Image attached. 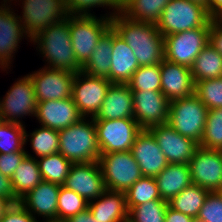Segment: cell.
Masks as SVG:
<instances>
[{"label":"cell","mask_w":222,"mask_h":222,"mask_svg":"<svg viewBox=\"0 0 222 222\" xmlns=\"http://www.w3.org/2000/svg\"><path fill=\"white\" fill-rule=\"evenodd\" d=\"M111 84L107 78L88 75L82 70L76 72L71 97L82 117L96 116Z\"/></svg>","instance_id":"12"},{"label":"cell","mask_w":222,"mask_h":222,"mask_svg":"<svg viewBox=\"0 0 222 222\" xmlns=\"http://www.w3.org/2000/svg\"><path fill=\"white\" fill-rule=\"evenodd\" d=\"M191 73L194 83L222 77V55L207 44L196 57Z\"/></svg>","instance_id":"30"},{"label":"cell","mask_w":222,"mask_h":222,"mask_svg":"<svg viewBox=\"0 0 222 222\" xmlns=\"http://www.w3.org/2000/svg\"><path fill=\"white\" fill-rule=\"evenodd\" d=\"M59 153L72 163L98 161L101 153L93 118L83 117L77 123L59 130Z\"/></svg>","instance_id":"3"},{"label":"cell","mask_w":222,"mask_h":222,"mask_svg":"<svg viewBox=\"0 0 222 222\" xmlns=\"http://www.w3.org/2000/svg\"><path fill=\"white\" fill-rule=\"evenodd\" d=\"M0 197L9 199L13 204L19 203L12 189L11 179L0 172Z\"/></svg>","instance_id":"45"},{"label":"cell","mask_w":222,"mask_h":222,"mask_svg":"<svg viewBox=\"0 0 222 222\" xmlns=\"http://www.w3.org/2000/svg\"><path fill=\"white\" fill-rule=\"evenodd\" d=\"M62 186L74 191L88 202L97 199L106 190L98 161L73 163Z\"/></svg>","instance_id":"16"},{"label":"cell","mask_w":222,"mask_h":222,"mask_svg":"<svg viewBox=\"0 0 222 222\" xmlns=\"http://www.w3.org/2000/svg\"><path fill=\"white\" fill-rule=\"evenodd\" d=\"M127 85L131 91H161L160 64L140 66Z\"/></svg>","instance_id":"36"},{"label":"cell","mask_w":222,"mask_h":222,"mask_svg":"<svg viewBox=\"0 0 222 222\" xmlns=\"http://www.w3.org/2000/svg\"><path fill=\"white\" fill-rule=\"evenodd\" d=\"M11 5L12 3L0 5V68L4 72L10 69L13 57L18 52V44L23 38H28L20 19L14 9L10 7Z\"/></svg>","instance_id":"17"},{"label":"cell","mask_w":222,"mask_h":222,"mask_svg":"<svg viewBox=\"0 0 222 222\" xmlns=\"http://www.w3.org/2000/svg\"><path fill=\"white\" fill-rule=\"evenodd\" d=\"M45 222H65V221H45Z\"/></svg>","instance_id":"55"},{"label":"cell","mask_w":222,"mask_h":222,"mask_svg":"<svg viewBox=\"0 0 222 222\" xmlns=\"http://www.w3.org/2000/svg\"><path fill=\"white\" fill-rule=\"evenodd\" d=\"M42 180L38 162L25 156L11 178L12 189L18 200L34 189Z\"/></svg>","instance_id":"28"},{"label":"cell","mask_w":222,"mask_h":222,"mask_svg":"<svg viewBox=\"0 0 222 222\" xmlns=\"http://www.w3.org/2000/svg\"><path fill=\"white\" fill-rule=\"evenodd\" d=\"M196 222H222V192H209L200 208Z\"/></svg>","instance_id":"42"},{"label":"cell","mask_w":222,"mask_h":222,"mask_svg":"<svg viewBox=\"0 0 222 222\" xmlns=\"http://www.w3.org/2000/svg\"><path fill=\"white\" fill-rule=\"evenodd\" d=\"M17 80L8 89L5 97L0 98V120L24 124L22 117H35L37 101L30 75H24Z\"/></svg>","instance_id":"9"},{"label":"cell","mask_w":222,"mask_h":222,"mask_svg":"<svg viewBox=\"0 0 222 222\" xmlns=\"http://www.w3.org/2000/svg\"><path fill=\"white\" fill-rule=\"evenodd\" d=\"M149 130L166 156L168 163L188 164L199 147L197 142L180 135L167 123L155 125Z\"/></svg>","instance_id":"18"},{"label":"cell","mask_w":222,"mask_h":222,"mask_svg":"<svg viewBox=\"0 0 222 222\" xmlns=\"http://www.w3.org/2000/svg\"><path fill=\"white\" fill-rule=\"evenodd\" d=\"M88 209L99 222H127L128 208L124 192L105 190L88 203Z\"/></svg>","instance_id":"25"},{"label":"cell","mask_w":222,"mask_h":222,"mask_svg":"<svg viewBox=\"0 0 222 222\" xmlns=\"http://www.w3.org/2000/svg\"><path fill=\"white\" fill-rule=\"evenodd\" d=\"M101 154L130 151L142 130L135 119L94 120Z\"/></svg>","instance_id":"11"},{"label":"cell","mask_w":222,"mask_h":222,"mask_svg":"<svg viewBox=\"0 0 222 222\" xmlns=\"http://www.w3.org/2000/svg\"><path fill=\"white\" fill-rule=\"evenodd\" d=\"M208 193L209 191L203 187L191 184L174 196L168 205L174 210L196 219Z\"/></svg>","instance_id":"32"},{"label":"cell","mask_w":222,"mask_h":222,"mask_svg":"<svg viewBox=\"0 0 222 222\" xmlns=\"http://www.w3.org/2000/svg\"><path fill=\"white\" fill-rule=\"evenodd\" d=\"M65 222H99V221L93 217L92 213L87 208L86 210L79 212L75 216L70 217Z\"/></svg>","instance_id":"48"},{"label":"cell","mask_w":222,"mask_h":222,"mask_svg":"<svg viewBox=\"0 0 222 222\" xmlns=\"http://www.w3.org/2000/svg\"><path fill=\"white\" fill-rule=\"evenodd\" d=\"M43 181L63 185L73 164L61 153H54L36 159Z\"/></svg>","instance_id":"33"},{"label":"cell","mask_w":222,"mask_h":222,"mask_svg":"<svg viewBox=\"0 0 222 222\" xmlns=\"http://www.w3.org/2000/svg\"><path fill=\"white\" fill-rule=\"evenodd\" d=\"M11 206H13V203L9 199L0 197V220L4 217Z\"/></svg>","instance_id":"49"},{"label":"cell","mask_w":222,"mask_h":222,"mask_svg":"<svg viewBox=\"0 0 222 222\" xmlns=\"http://www.w3.org/2000/svg\"><path fill=\"white\" fill-rule=\"evenodd\" d=\"M119 6H121L126 0H114Z\"/></svg>","instance_id":"54"},{"label":"cell","mask_w":222,"mask_h":222,"mask_svg":"<svg viewBox=\"0 0 222 222\" xmlns=\"http://www.w3.org/2000/svg\"><path fill=\"white\" fill-rule=\"evenodd\" d=\"M130 151L145 177L155 178L169 164L149 129L137 134Z\"/></svg>","instance_id":"19"},{"label":"cell","mask_w":222,"mask_h":222,"mask_svg":"<svg viewBox=\"0 0 222 222\" xmlns=\"http://www.w3.org/2000/svg\"><path fill=\"white\" fill-rule=\"evenodd\" d=\"M98 163L106 190L125 193L143 177L131 151L100 154Z\"/></svg>","instance_id":"7"},{"label":"cell","mask_w":222,"mask_h":222,"mask_svg":"<svg viewBox=\"0 0 222 222\" xmlns=\"http://www.w3.org/2000/svg\"><path fill=\"white\" fill-rule=\"evenodd\" d=\"M134 119L132 91L127 84L112 83L93 120Z\"/></svg>","instance_id":"23"},{"label":"cell","mask_w":222,"mask_h":222,"mask_svg":"<svg viewBox=\"0 0 222 222\" xmlns=\"http://www.w3.org/2000/svg\"><path fill=\"white\" fill-rule=\"evenodd\" d=\"M113 51V27L111 26L100 38L88 62L82 71L88 75L108 79Z\"/></svg>","instance_id":"27"},{"label":"cell","mask_w":222,"mask_h":222,"mask_svg":"<svg viewBox=\"0 0 222 222\" xmlns=\"http://www.w3.org/2000/svg\"><path fill=\"white\" fill-rule=\"evenodd\" d=\"M111 26L132 49L139 66L161 64L165 59L164 37L156 24L135 21L117 11Z\"/></svg>","instance_id":"1"},{"label":"cell","mask_w":222,"mask_h":222,"mask_svg":"<svg viewBox=\"0 0 222 222\" xmlns=\"http://www.w3.org/2000/svg\"><path fill=\"white\" fill-rule=\"evenodd\" d=\"M134 119L142 129L166 124L170 101L161 91H132Z\"/></svg>","instance_id":"15"},{"label":"cell","mask_w":222,"mask_h":222,"mask_svg":"<svg viewBox=\"0 0 222 222\" xmlns=\"http://www.w3.org/2000/svg\"><path fill=\"white\" fill-rule=\"evenodd\" d=\"M211 22L212 16L203 6L189 0H170L156 25L164 37L197 27H210Z\"/></svg>","instance_id":"5"},{"label":"cell","mask_w":222,"mask_h":222,"mask_svg":"<svg viewBox=\"0 0 222 222\" xmlns=\"http://www.w3.org/2000/svg\"><path fill=\"white\" fill-rule=\"evenodd\" d=\"M27 141H30V148L36 156H32L28 151L26 154L35 159L59 152V130L40 125L39 129L29 134L25 129V144Z\"/></svg>","instance_id":"31"},{"label":"cell","mask_w":222,"mask_h":222,"mask_svg":"<svg viewBox=\"0 0 222 222\" xmlns=\"http://www.w3.org/2000/svg\"><path fill=\"white\" fill-rule=\"evenodd\" d=\"M169 1L170 0H126L120 6V11L132 20L157 24L164 7Z\"/></svg>","instance_id":"29"},{"label":"cell","mask_w":222,"mask_h":222,"mask_svg":"<svg viewBox=\"0 0 222 222\" xmlns=\"http://www.w3.org/2000/svg\"><path fill=\"white\" fill-rule=\"evenodd\" d=\"M66 8L70 15H93L92 8L104 7L112 10L108 13L112 17L117 11H120V6L114 0H64Z\"/></svg>","instance_id":"41"},{"label":"cell","mask_w":222,"mask_h":222,"mask_svg":"<svg viewBox=\"0 0 222 222\" xmlns=\"http://www.w3.org/2000/svg\"><path fill=\"white\" fill-rule=\"evenodd\" d=\"M194 94L209 110L222 108V77L196 82Z\"/></svg>","instance_id":"40"},{"label":"cell","mask_w":222,"mask_h":222,"mask_svg":"<svg viewBox=\"0 0 222 222\" xmlns=\"http://www.w3.org/2000/svg\"><path fill=\"white\" fill-rule=\"evenodd\" d=\"M155 180L161 199L169 202L192 184L189 164L169 163Z\"/></svg>","instance_id":"26"},{"label":"cell","mask_w":222,"mask_h":222,"mask_svg":"<svg viewBox=\"0 0 222 222\" xmlns=\"http://www.w3.org/2000/svg\"><path fill=\"white\" fill-rule=\"evenodd\" d=\"M209 109L195 95L170 101L167 124L200 144Z\"/></svg>","instance_id":"6"},{"label":"cell","mask_w":222,"mask_h":222,"mask_svg":"<svg viewBox=\"0 0 222 222\" xmlns=\"http://www.w3.org/2000/svg\"><path fill=\"white\" fill-rule=\"evenodd\" d=\"M161 92L169 101L194 94L191 68L164 59L160 64Z\"/></svg>","instance_id":"22"},{"label":"cell","mask_w":222,"mask_h":222,"mask_svg":"<svg viewBox=\"0 0 222 222\" xmlns=\"http://www.w3.org/2000/svg\"><path fill=\"white\" fill-rule=\"evenodd\" d=\"M192 184L222 191V150L198 147L189 161Z\"/></svg>","instance_id":"13"},{"label":"cell","mask_w":222,"mask_h":222,"mask_svg":"<svg viewBox=\"0 0 222 222\" xmlns=\"http://www.w3.org/2000/svg\"><path fill=\"white\" fill-rule=\"evenodd\" d=\"M212 20L222 27V8L212 16Z\"/></svg>","instance_id":"51"},{"label":"cell","mask_w":222,"mask_h":222,"mask_svg":"<svg viewBox=\"0 0 222 222\" xmlns=\"http://www.w3.org/2000/svg\"><path fill=\"white\" fill-rule=\"evenodd\" d=\"M35 117L41 126L55 130L65 129L83 118L72 97L37 102Z\"/></svg>","instance_id":"20"},{"label":"cell","mask_w":222,"mask_h":222,"mask_svg":"<svg viewBox=\"0 0 222 222\" xmlns=\"http://www.w3.org/2000/svg\"><path fill=\"white\" fill-rule=\"evenodd\" d=\"M168 202L152 200L139 206H134L128 212L127 222H164Z\"/></svg>","instance_id":"38"},{"label":"cell","mask_w":222,"mask_h":222,"mask_svg":"<svg viewBox=\"0 0 222 222\" xmlns=\"http://www.w3.org/2000/svg\"><path fill=\"white\" fill-rule=\"evenodd\" d=\"M26 155V151L0 154V172L11 179L14 171Z\"/></svg>","instance_id":"43"},{"label":"cell","mask_w":222,"mask_h":222,"mask_svg":"<svg viewBox=\"0 0 222 222\" xmlns=\"http://www.w3.org/2000/svg\"><path fill=\"white\" fill-rule=\"evenodd\" d=\"M200 147L222 150V108L210 109Z\"/></svg>","instance_id":"39"},{"label":"cell","mask_w":222,"mask_h":222,"mask_svg":"<svg viewBox=\"0 0 222 222\" xmlns=\"http://www.w3.org/2000/svg\"><path fill=\"white\" fill-rule=\"evenodd\" d=\"M164 222H196V219L174 210L168 205Z\"/></svg>","instance_id":"47"},{"label":"cell","mask_w":222,"mask_h":222,"mask_svg":"<svg viewBox=\"0 0 222 222\" xmlns=\"http://www.w3.org/2000/svg\"><path fill=\"white\" fill-rule=\"evenodd\" d=\"M209 44L222 55V27L213 20L210 24Z\"/></svg>","instance_id":"46"},{"label":"cell","mask_w":222,"mask_h":222,"mask_svg":"<svg viewBox=\"0 0 222 222\" xmlns=\"http://www.w3.org/2000/svg\"><path fill=\"white\" fill-rule=\"evenodd\" d=\"M189 1H192L194 3L203 6L204 8H206L207 12L209 13V0H189Z\"/></svg>","instance_id":"52"},{"label":"cell","mask_w":222,"mask_h":222,"mask_svg":"<svg viewBox=\"0 0 222 222\" xmlns=\"http://www.w3.org/2000/svg\"><path fill=\"white\" fill-rule=\"evenodd\" d=\"M31 42L37 45L36 50L45 58L46 67L74 73L82 70L75 58L70 39L69 15L64 21L37 33L30 39Z\"/></svg>","instance_id":"2"},{"label":"cell","mask_w":222,"mask_h":222,"mask_svg":"<svg viewBox=\"0 0 222 222\" xmlns=\"http://www.w3.org/2000/svg\"><path fill=\"white\" fill-rule=\"evenodd\" d=\"M21 14L17 16L23 30L32 39L42 30L64 21L69 15L64 0H20ZM19 2V0H18Z\"/></svg>","instance_id":"8"},{"label":"cell","mask_w":222,"mask_h":222,"mask_svg":"<svg viewBox=\"0 0 222 222\" xmlns=\"http://www.w3.org/2000/svg\"><path fill=\"white\" fill-rule=\"evenodd\" d=\"M222 8V0H209V14L213 16Z\"/></svg>","instance_id":"50"},{"label":"cell","mask_w":222,"mask_h":222,"mask_svg":"<svg viewBox=\"0 0 222 222\" xmlns=\"http://www.w3.org/2000/svg\"><path fill=\"white\" fill-rule=\"evenodd\" d=\"M0 222H39L20 203L13 204Z\"/></svg>","instance_id":"44"},{"label":"cell","mask_w":222,"mask_h":222,"mask_svg":"<svg viewBox=\"0 0 222 222\" xmlns=\"http://www.w3.org/2000/svg\"><path fill=\"white\" fill-rule=\"evenodd\" d=\"M25 125L0 120V154L26 151Z\"/></svg>","instance_id":"35"},{"label":"cell","mask_w":222,"mask_h":222,"mask_svg":"<svg viewBox=\"0 0 222 222\" xmlns=\"http://www.w3.org/2000/svg\"><path fill=\"white\" fill-rule=\"evenodd\" d=\"M209 33L210 27H197L164 36L165 59L191 68L198 54L209 44Z\"/></svg>","instance_id":"10"},{"label":"cell","mask_w":222,"mask_h":222,"mask_svg":"<svg viewBox=\"0 0 222 222\" xmlns=\"http://www.w3.org/2000/svg\"><path fill=\"white\" fill-rule=\"evenodd\" d=\"M60 186L56 183L41 181L34 189L23 196L19 203L35 219L42 217L43 222L57 221V201Z\"/></svg>","instance_id":"21"},{"label":"cell","mask_w":222,"mask_h":222,"mask_svg":"<svg viewBox=\"0 0 222 222\" xmlns=\"http://www.w3.org/2000/svg\"><path fill=\"white\" fill-rule=\"evenodd\" d=\"M128 210L152 200H162L154 177L140 178L126 192Z\"/></svg>","instance_id":"34"},{"label":"cell","mask_w":222,"mask_h":222,"mask_svg":"<svg viewBox=\"0 0 222 222\" xmlns=\"http://www.w3.org/2000/svg\"><path fill=\"white\" fill-rule=\"evenodd\" d=\"M108 80L111 83L127 84L140 67L132 49L113 29V51Z\"/></svg>","instance_id":"24"},{"label":"cell","mask_w":222,"mask_h":222,"mask_svg":"<svg viewBox=\"0 0 222 222\" xmlns=\"http://www.w3.org/2000/svg\"><path fill=\"white\" fill-rule=\"evenodd\" d=\"M13 1H15V0H3L2 2H1V4H4V5H10V3L11 2H13ZM16 2H17V0H16Z\"/></svg>","instance_id":"53"},{"label":"cell","mask_w":222,"mask_h":222,"mask_svg":"<svg viewBox=\"0 0 222 222\" xmlns=\"http://www.w3.org/2000/svg\"><path fill=\"white\" fill-rule=\"evenodd\" d=\"M29 75L34 83L37 102L71 97L76 73L44 66Z\"/></svg>","instance_id":"14"},{"label":"cell","mask_w":222,"mask_h":222,"mask_svg":"<svg viewBox=\"0 0 222 222\" xmlns=\"http://www.w3.org/2000/svg\"><path fill=\"white\" fill-rule=\"evenodd\" d=\"M103 15V16H102ZM96 15H70L69 30L72 47L78 64L83 67L91 57L102 35L111 27L108 11Z\"/></svg>","instance_id":"4"},{"label":"cell","mask_w":222,"mask_h":222,"mask_svg":"<svg viewBox=\"0 0 222 222\" xmlns=\"http://www.w3.org/2000/svg\"><path fill=\"white\" fill-rule=\"evenodd\" d=\"M88 201L72 190L60 186L57 201V221H67L88 208Z\"/></svg>","instance_id":"37"}]
</instances>
